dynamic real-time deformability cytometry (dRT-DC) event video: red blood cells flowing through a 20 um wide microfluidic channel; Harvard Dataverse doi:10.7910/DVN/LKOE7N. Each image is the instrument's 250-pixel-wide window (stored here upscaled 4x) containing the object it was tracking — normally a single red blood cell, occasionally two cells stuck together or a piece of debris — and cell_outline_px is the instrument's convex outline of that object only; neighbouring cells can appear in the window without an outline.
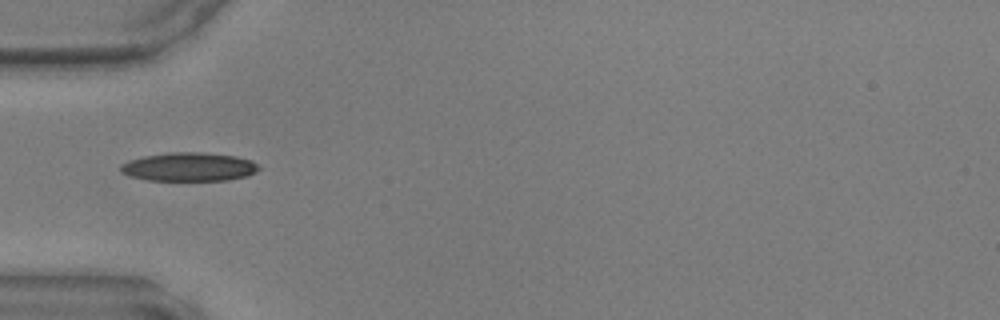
{"species": "common noctule bat (a hibernating species)", "species_latin": "Nyctalus noctula", "temperature_condition": "warm", "stored_images_in_passage": 13, "camera_frame_rate_fps": 3000, "um_per_image_px": 0.085, "animal": {"sex": "male", "body_mass_g": 17.9, "forearm_length_mm": 54.2}, "frame": {"image": 1, "passage_image": 1, "time_ms": 0.0, "image_size_px": [1000, 320], "cell_outline_px": [[260, 168], [256, 172], [248, 176], [228, 180], [148, 180], [128, 176], [120, 172], [120, 164], [128, 160], [144, 156], [168, 152], [204, 152], [236, 156], [252, 160], [260, 164]], "centroid_in_image_um": [16.08, 14.18], "position_along_channel_um": 68.9, "area_um2": 23.41}}
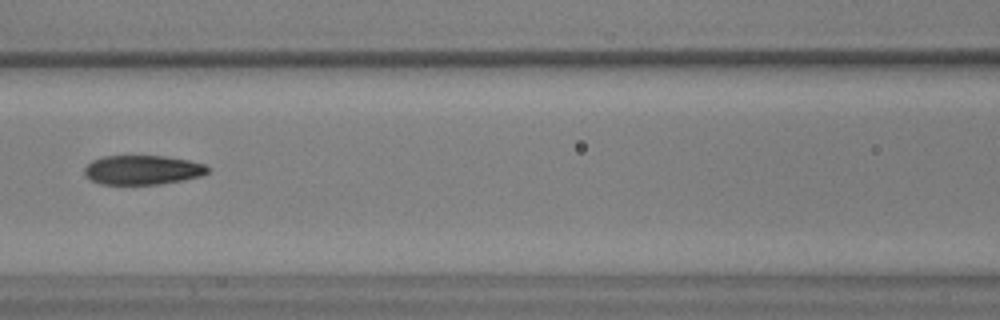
{"frame": {"image": 2, "passage_image": 7, "time_ms": 2.0, "image_size_px": [1000, 320], "cell_outline_px": [[208, 172], [200, 176], [184, 180], [160, 184], [100, 184], [88, 180], [84, 176], [84, 168], [92, 160], [104, 156], [164, 156], [188, 160], [204, 164], [208, 168]], "centroid_in_image_um": [12.07, 14.45], "position_along_channel_um": 154.5, "area_um2": 21.15}}